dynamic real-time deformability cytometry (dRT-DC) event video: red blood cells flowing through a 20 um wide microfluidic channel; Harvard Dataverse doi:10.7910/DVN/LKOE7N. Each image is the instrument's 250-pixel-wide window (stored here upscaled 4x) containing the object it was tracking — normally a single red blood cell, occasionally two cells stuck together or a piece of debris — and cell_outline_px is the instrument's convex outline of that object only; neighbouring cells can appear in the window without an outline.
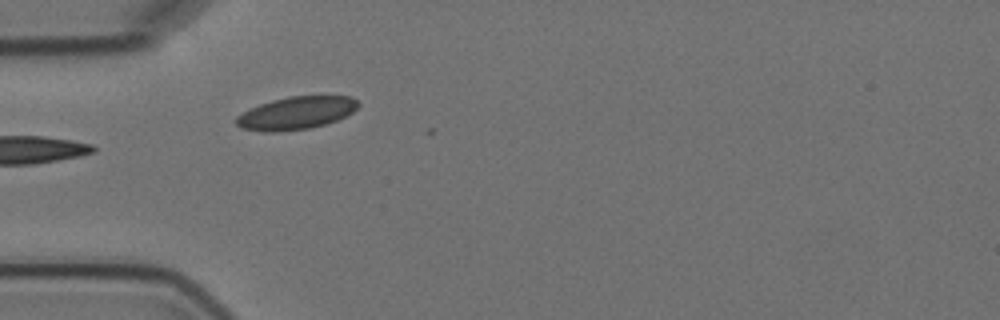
{"species": "Egyptian fruit bat (a non-hibernating species)", "species_latin": "Rousettus aegyptiacus", "temperature_condition": "cold", "stored_images_in_passage": 4, "camera_frame_rate_fps": 3000, "um_per_image_px": 0.085, "animal": {"sex": "female"}, "frame": {"image": 1, "passage_image": 2, "time_ms": 2.0, "image_size_px": [1000, 320], "cell_outline_px": [[360, 104], [352, 112], [336, 120], [324, 124], [308, 128], [276, 132], [264, 132], [240, 128], [236, 124], [236, 116], [260, 104], [272, 100], [288, 96], [352, 96]], "centroid_in_image_um": [25.16, 9.6], "position_along_channel_um": 59.8, "area_um2": 23.06}}
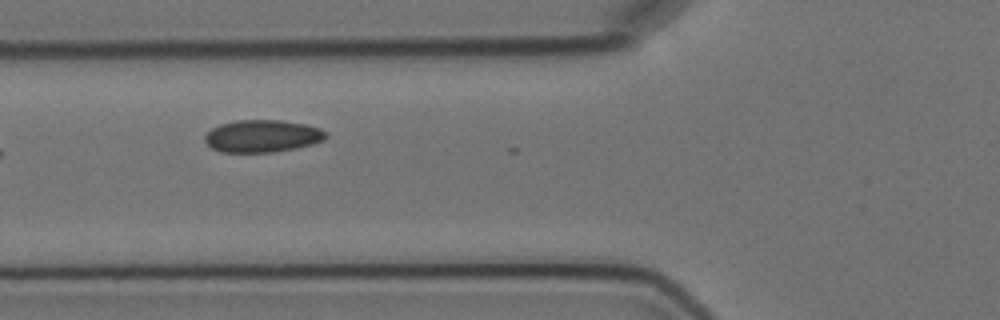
{"frame": {"image": 2, "passage_image": 3, "time_ms": 3.333, "image_size_px": [1000, 320], "cell_outline_px": [[328, 136], [324, 140], [312, 144], [296, 148], [272, 152], [220, 152], [212, 148], [204, 140], [204, 136], [212, 128], [220, 124], [236, 120], [280, 120], [304, 124], [320, 128]], "centroid_in_image_um": [22.28, 11.56], "position_along_channel_um": 103.5, "area_um2": 22.77}}